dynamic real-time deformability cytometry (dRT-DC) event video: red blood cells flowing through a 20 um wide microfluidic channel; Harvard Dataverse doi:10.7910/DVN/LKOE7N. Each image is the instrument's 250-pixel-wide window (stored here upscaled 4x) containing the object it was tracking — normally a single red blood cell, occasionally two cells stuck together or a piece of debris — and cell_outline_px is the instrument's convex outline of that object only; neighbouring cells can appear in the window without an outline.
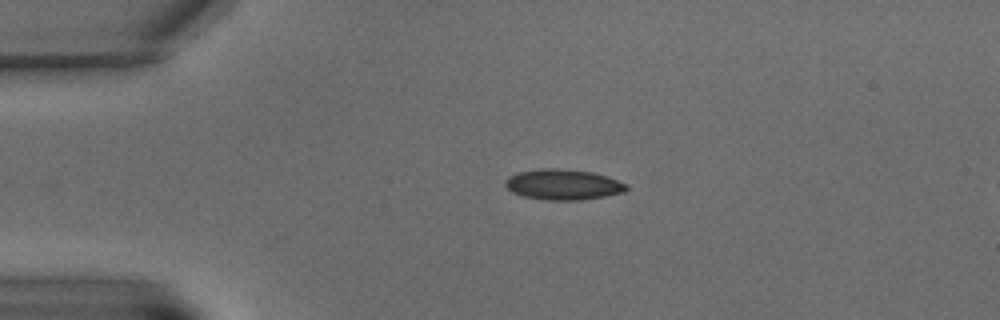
{"species": "common noctule bat (a hibernating species)", "species_latin": "Nyctalus noctula", "temperature_condition": "warm", "stored_images_in_passage": 2, "camera_frame_rate_fps": 3000, "um_per_image_px": 0.085, "animal": {"sex": "male", "body_mass_g": 15.6}, "frame": {"image": 1, "passage_image": 1, "time_ms": 0.0, "image_size_px": [1000, 320], "cell_outline_px": [[628, 188], [624, 192], [604, 196], [580, 200], [544, 200], [524, 196], [512, 192], [504, 184], [504, 180], [508, 176], [520, 172], [540, 168], [560, 168], [592, 172], [628, 184]], "centroid_in_image_um": [47.84, 15.68], "position_along_channel_um": 37.2, "area_um2": 21.5}}